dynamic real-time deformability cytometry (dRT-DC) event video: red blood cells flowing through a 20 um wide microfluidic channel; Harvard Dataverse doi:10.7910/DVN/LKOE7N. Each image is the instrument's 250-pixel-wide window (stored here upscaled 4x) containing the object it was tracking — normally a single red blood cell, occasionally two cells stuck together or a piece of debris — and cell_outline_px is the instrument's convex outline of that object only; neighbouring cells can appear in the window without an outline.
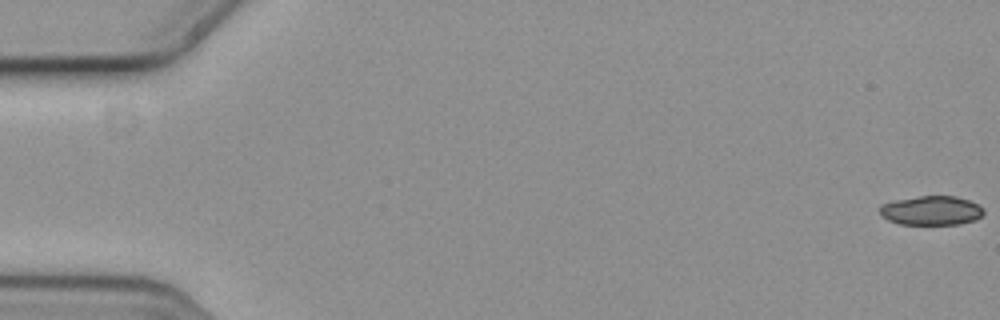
{"species": "common noctule bat (a hibernating species)", "species_latin": "Nyctalus noctula", "temperature_condition": "cold", "stored_images_in_passage": 59, "camera_frame_rate_fps": 3000, "um_per_image_px": 0.085, "animal": {"sex": "female", "body_mass_g": 19.3, "forearm_length_mm": 54.1}, "frame": {"image": 1, "passage_image": 1, "time_ms": 0.0, "image_size_px": [1000, 320], "cell_outline_px": [[984, 212], [976, 220], [960, 224], [900, 224], [888, 220], [880, 212], [880, 204], [896, 200], [920, 196], [956, 196], [968, 200], [976, 204]], "centroid_in_image_um": [79.15, 17.9], "position_along_channel_um": 5.8, "area_um2": 17.46}}
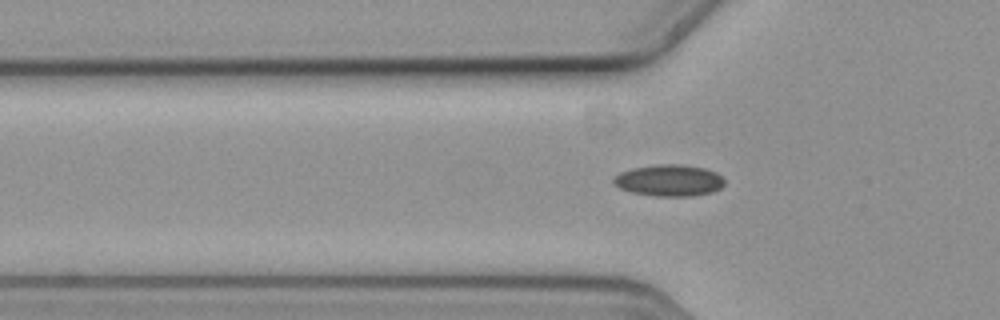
{"frame": {"image": 2, "passage_image": 20, "time_ms": 6.333, "image_size_px": [1000, 320], "cell_outline_px": [[724, 184], [720, 188], [712, 192], [692, 196], [656, 196], [632, 192], [620, 188], [612, 184], [612, 180], [620, 172], [632, 168], [656, 164], [680, 164], [704, 168], [716, 172], [724, 180]], "centroid_in_image_um": [56.86, 15.33], "position_along_channel_um": 68.9, "area_um2": 20.4}}
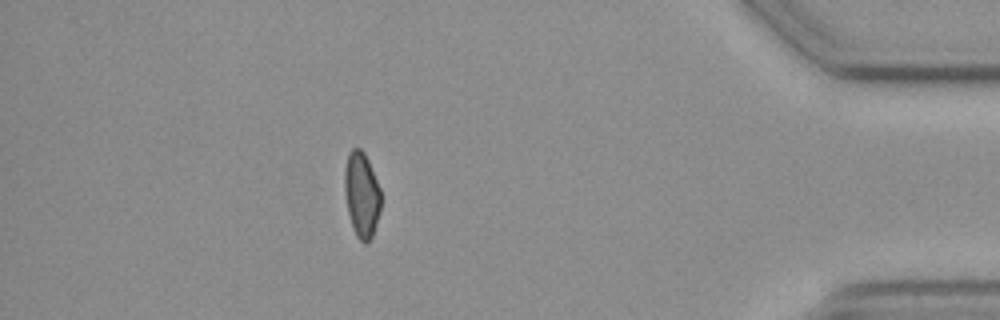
{"frame": {"image": 3, "passage_image": 52, "time_ms": 17.0, "image_size_px": [1000, 320], "cell_outline_px": [[380, 212], [372, 236], [368, 244], [364, 244], [356, 236], [352, 228], [348, 212], [344, 192], [344, 168], [348, 152], [352, 148], [360, 148], [364, 152], [368, 160], [380, 188]], "centroid_in_image_um": [30.72, 16.55], "position_along_channel_um": 404.5, "area_um2": 18.26}, "authors_computed_cell_mechanics": {"area_um2": 18.785, "velocity_mm_per_s": 3.6094, "shape_relaxation_time_tau1_ms": null, "shape_relaxation_time_tau2_ms": 4.6217, "deformation_change_tau1": null, "deformation_change_tau2": 0.0906}}